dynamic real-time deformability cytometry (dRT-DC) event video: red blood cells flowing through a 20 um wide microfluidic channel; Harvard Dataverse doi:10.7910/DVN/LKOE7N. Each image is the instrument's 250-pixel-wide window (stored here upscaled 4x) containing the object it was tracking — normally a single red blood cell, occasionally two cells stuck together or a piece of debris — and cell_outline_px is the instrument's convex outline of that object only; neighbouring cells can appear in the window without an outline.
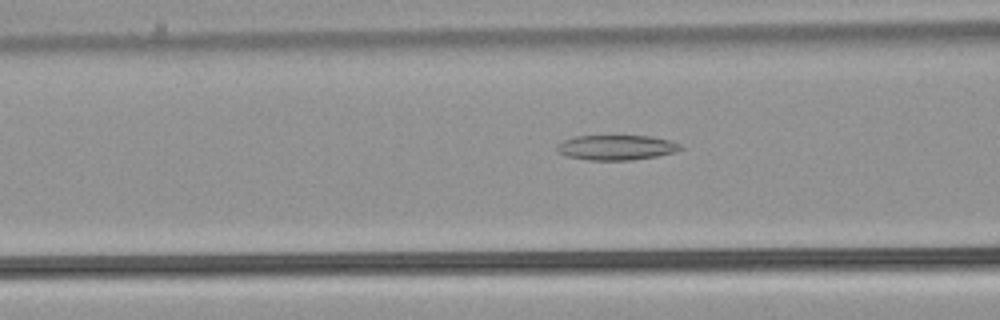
{"species": "common noctule bat (a hibernating species)", "species_latin": "Nyctalus noctula", "temperature_condition": "warm", "stored_images_in_passage": 44, "camera_frame_rate_fps": 3000, "um_per_image_px": 0.085, "animal": {"sex": "male", "body_mass_g": 21.5, "forearm_length_mm": 52.0}, "frame": {"image": 1, "passage_image": 13, "time_ms": 4.0, "image_size_px": [1000, 320], "cell_outline_px": [[684, 148], [676, 152], [656, 156], [632, 160], [588, 160], [568, 156], [560, 152], [556, 148], [556, 144], [572, 136], [652, 136], [668, 140], [680, 144]], "centroid_in_image_um": [52.4, 12.53], "position_along_channel_um": 114.2, "area_um2": 17.98}}
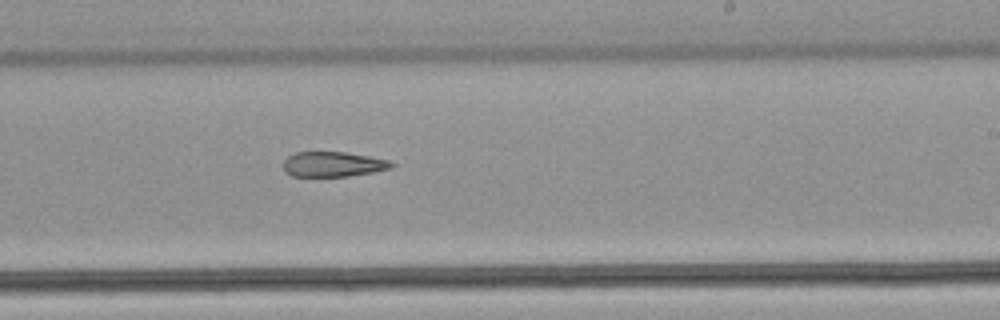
{"frame": {"image": 2, "passage_image": 24, "time_ms": 7.667, "image_size_px": [1000, 320], "cell_outline_px": [[396, 164], [392, 168], [372, 172], [348, 176], [292, 176], [284, 172], [284, 160], [288, 156], [296, 152], [344, 152], [368, 156], [388, 160]], "centroid_in_image_um": [28.3, 13.96], "position_along_channel_um": 260.7, "area_um2": 15.72}}
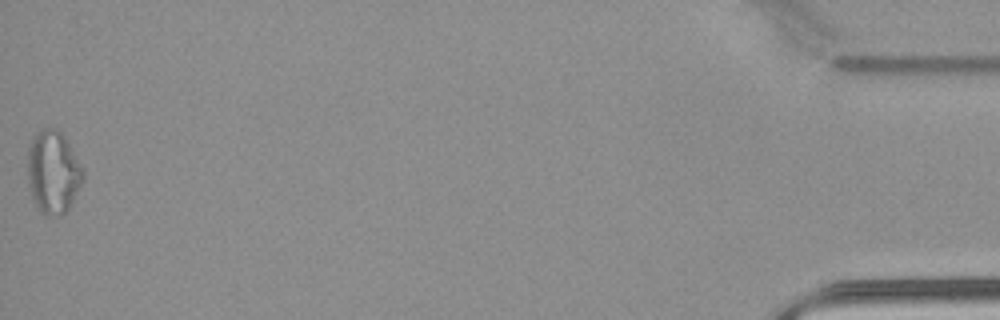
{"frame": {"image": 3, "passage_image": 44, "time_ms": 14.333, "image_size_px": [1000, 320], "cell_outline_px": [[84, 180], [68, 208], [64, 212], [48, 216], [40, 212], [32, 200], [28, 184], [28, 148], [32, 140], [44, 128], [52, 128], [60, 132], [64, 136], [84, 168]], "centroid_in_image_um": [4.52, 14.65], "position_along_channel_um": 430.7, "area_um2": 26.53}}